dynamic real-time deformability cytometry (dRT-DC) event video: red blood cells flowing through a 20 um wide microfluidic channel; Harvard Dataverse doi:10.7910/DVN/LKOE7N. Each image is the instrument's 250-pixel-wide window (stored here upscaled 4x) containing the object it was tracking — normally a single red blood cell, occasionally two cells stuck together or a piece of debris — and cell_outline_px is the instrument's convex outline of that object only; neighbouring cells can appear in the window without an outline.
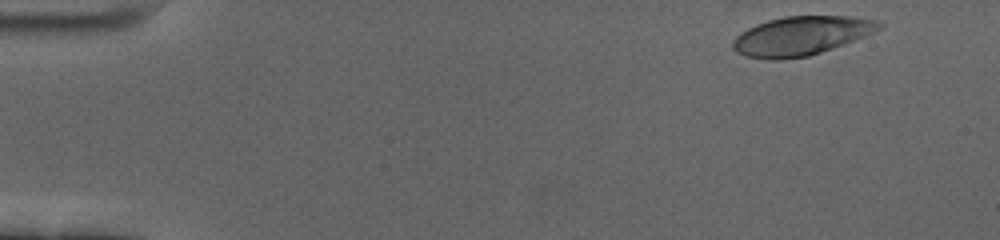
{"species": "human", "species_latin": "Homo sapiens", "temperature_condition": "cold", "stored_images_in_passage": 56, "camera_frame_rate_fps": 3000, "um_per_image_px": 0.085, "donor": {"sex": "female"}, "frame": {"image": 1, "passage_image": 2, "time_ms": 0.333, "image_size_px": [1000, 240], "cell_outline_px": [[884, 24], [880, 28], [864, 36], [844, 44], [808, 56], [780, 60], [768, 60], [744, 56], [736, 52], [732, 48], [732, 40], [740, 32], [756, 24], [768, 20], [784, 16], [848, 16], [880, 20]], "centroid_in_image_um": [68.06, 3.05], "position_along_channel_um": 16.9, "area_um2": 33.29}}
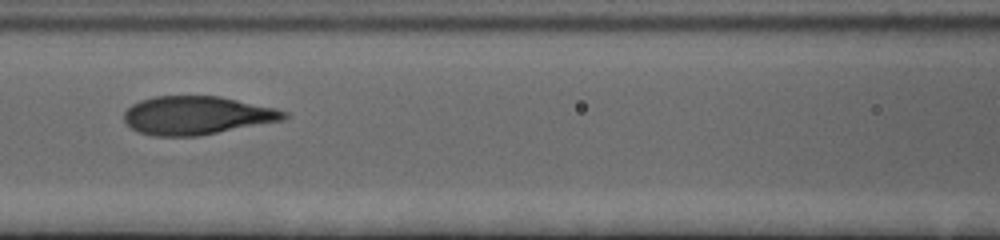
{"frame": {"image": 2, "passage_image": 24, "time_ms": 7.667, "image_size_px": [1000, 240], "cell_outline_px": [[292, 116], [284, 120], [196, 136], [152, 136], [140, 132], [132, 128], [124, 120], [124, 112], [132, 104], [140, 100], [156, 96], [220, 96], [276, 108], [288, 112]], "centroid_in_image_um": [16.76, 9.8], "position_along_channel_um": 149.8, "area_um2": 35.78}}
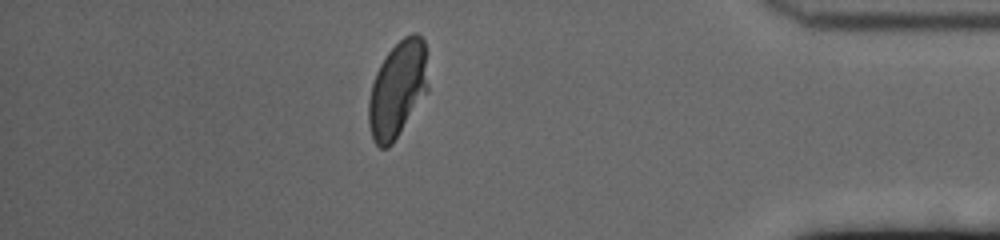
{"frame": {"image": 3, "passage_image": 49, "time_ms": 16.0, "image_size_px": [1000, 240], "cell_outline_px": [[428, 92], [392, 144], [388, 148], [380, 148], [372, 140], [368, 124], [368, 100], [372, 84], [376, 72], [380, 64], [388, 52], [404, 36], [412, 32], [416, 32], [424, 40], [428, 84]], "centroid_in_image_um": [33.78, 7.61], "position_along_channel_um": 401.4, "area_um2": 33.52}, "authors_computed_cell_mechanics": {"area_um2": 34.7667, "velocity_mm_per_s": 3.4217, "shape_relaxation_time_tau1_ms": 3.9411, "shape_relaxation_time_tau2_ms": null, "deformation_change_tau1": 0.1801, "deformation_change_tau2": null}}